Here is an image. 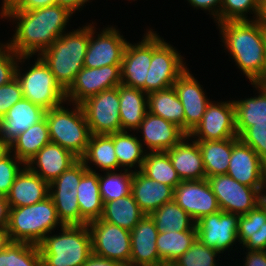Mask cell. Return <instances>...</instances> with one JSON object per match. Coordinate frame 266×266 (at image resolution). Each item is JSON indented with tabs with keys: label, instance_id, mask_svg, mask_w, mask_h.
Segmentation results:
<instances>
[{
	"label": "cell",
	"instance_id": "27",
	"mask_svg": "<svg viewBox=\"0 0 266 266\" xmlns=\"http://www.w3.org/2000/svg\"><path fill=\"white\" fill-rule=\"evenodd\" d=\"M131 194L145 215H150L163 204L173 201L174 189L148 178L141 171L135 169Z\"/></svg>",
	"mask_w": 266,
	"mask_h": 266
},
{
	"label": "cell",
	"instance_id": "28",
	"mask_svg": "<svg viewBox=\"0 0 266 266\" xmlns=\"http://www.w3.org/2000/svg\"><path fill=\"white\" fill-rule=\"evenodd\" d=\"M121 131L137 130L148 112V94L138 88L119 85Z\"/></svg>",
	"mask_w": 266,
	"mask_h": 266
},
{
	"label": "cell",
	"instance_id": "33",
	"mask_svg": "<svg viewBox=\"0 0 266 266\" xmlns=\"http://www.w3.org/2000/svg\"><path fill=\"white\" fill-rule=\"evenodd\" d=\"M144 216L145 213L130 194L104 203L101 219L131 231Z\"/></svg>",
	"mask_w": 266,
	"mask_h": 266
},
{
	"label": "cell",
	"instance_id": "30",
	"mask_svg": "<svg viewBox=\"0 0 266 266\" xmlns=\"http://www.w3.org/2000/svg\"><path fill=\"white\" fill-rule=\"evenodd\" d=\"M237 236L247 250H266V215L259 206L239 216Z\"/></svg>",
	"mask_w": 266,
	"mask_h": 266
},
{
	"label": "cell",
	"instance_id": "58",
	"mask_svg": "<svg viewBox=\"0 0 266 266\" xmlns=\"http://www.w3.org/2000/svg\"><path fill=\"white\" fill-rule=\"evenodd\" d=\"M263 25L266 28V0H263L262 2V15L261 18Z\"/></svg>",
	"mask_w": 266,
	"mask_h": 266
},
{
	"label": "cell",
	"instance_id": "6",
	"mask_svg": "<svg viewBox=\"0 0 266 266\" xmlns=\"http://www.w3.org/2000/svg\"><path fill=\"white\" fill-rule=\"evenodd\" d=\"M72 105L73 110L65 108L63 103L46 110L45 118L50 141L59 144L80 159L86 152L91 133L81 105Z\"/></svg>",
	"mask_w": 266,
	"mask_h": 266
},
{
	"label": "cell",
	"instance_id": "51",
	"mask_svg": "<svg viewBox=\"0 0 266 266\" xmlns=\"http://www.w3.org/2000/svg\"><path fill=\"white\" fill-rule=\"evenodd\" d=\"M243 266H266V250H246Z\"/></svg>",
	"mask_w": 266,
	"mask_h": 266
},
{
	"label": "cell",
	"instance_id": "22",
	"mask_svg": "<svg viewBox=\"0 0 266 266\" xmlns=\"http://www.w3.org/2000/svg\"><path fill=\"white\" fill-rule=\"evenodd\" d=\"M137 131L142 133L143 140H139L144 142L148 152H166L188 135L178 125L149 112L146 113Z\"/></svg>",
	"mask_w": 266,
	"mask_h": 266
},
{
	"label": "cell",
	"instance_id": "9",
	"mask_svg": "<svg viewBox=\"0 0 266 266\" xmlns=\"http://www.w3.org/2000/svg\"><path fill=\"white\" fill-rule=\"evenodd\" d=\"M88 169L79 159L58 178L49 183V197L55 204L57 215L63 225H87L81 218L77 199V187Z\"/></svg>",
	"mask_w": 266,
	"mask_h": 266
},
{
	"label": "cell",
	"instance_id": "41",
	"mask_svg": "<svg viewBox=\"0 0 266 266\" xmlns=\"http://www.w3.org/2000/svg\"><path fill=\"white\" fill-rule=\"evenodd\" d=\"M105 171V175L98 174L100 196L103 204L131 194L133 170Z\"/></svg>",
	"mask_w": 266,
	"mask_h": 266
},
{
	"label": "cell",
	"instance_id": "19",
	"mask_svg": "<svg viewBox=\"0 0 266 266\" xmlns=\"http://www.w3.org/2000/svg\"><path fill=\"white\" fill-rule=\"evenodd\" d=\"M151 61L152 29H149L141 42L126 44L120 66L121 84L145 92V80Z\"/></svg>",
	"mask_w": 266,
	"mask_h": 266
},
{
	"label": "cell",
	"instance_id": "10",
	"mask_svg": "<svg viewBox=\"0 0 266 266\" xmlns=\"http://www.w3.org/2000/svg\"><path fill=\"white\" fill-rule=\"evenodd\" d=\"M80 105L91 134L121 132L119 86L93 95Z\"/></svg>",
	"mask_w": 266,
	"mask_h": 266
},
{
	"label": "cell",
	"instance_id": "26",
	"mask_svg": "<svg viewBox=\"0 0 266 266\" xmlns=\"http://www.w3.org/2000/svg\"><path fill=\"white\" fill-rule=\"evenodd\" d=\"M49 197V183L31 171L26 165L17 174L7 195L10 208L41 202Z\"/></svg>",
	"mask_w": 266,
	"mask_h": 266
},
{
	"label": "cell",
	"instance_id": "50",
	"mask_svg": "<svg viewBox=\"0 0 266 266\" xmlns=\"http://www.w3.org/2000/svg\"><path fill=\"white\" fill-rule=\"evenodd\" d=\"M57 4V0H21L14 8L9 10H33Z\"/></svg>",
	"mask_w": 266,
	"mask_h": 266
},
{
	"label": "cell",
	"instance_id": "49",
	"mask_svg": "<svg viewBox=\"0 0 266 266\" xmlns=\"http://www.w3.org/2000/svg\"><path fill=\"white\" fill-rule=\"evenodd\" d=\"M191 6L197 9L207 10L213 15L214 22L220 23V8L222 0H187Z\"/></svg>",
	"mask_w": 266,
	"mask_h": 266
},
{
	"label": "cell",
	"instance_id": "39",
	"mask_svg": "<svg viewBox=\"0 0 266 266\" xmlns=\"http://www.w3.org/2000/svg\"><path fill=\"white\" fill-rule=\"evenodd\" d=\"M150 217L154 220L158 232H182L196 228L193 218L174 200L153 211Z\"/></svg>",
	"mask_w": 266,
	"mask_h": 266
},
{
	"label": "cell",
	"instance_id": "35",
	"mask_svg": "<svg viewBox=\"0 0 266 266\" xmlns=\"http://www.w3.org/2000/svg\"><path fill=\"white\" fill-rule=\"evenodd\" d=\"M197 141L204 163L206 178L226 174L229 168L233 138L215 141Z\"/></svg>",
	"mask_w": 266,
	"mask_h": 266
},
{
	"label": "cell",
	"instance_id": "48",
	"mask_svg": "<svg viewBox=\"0 0 266 266\" xmlns=\"http://www.w3.org/2000/svg\"><path fill=\"white\" fill-rule=\"evenodd\" d=\"M23 98V92L16 77L9 83L0 86V120L15 103Z\"/></svg>",
	"mask_w": 266,
	"mask_h": 266
},
{
	"label": "cell",
	"instance_id": "47",
	"mask_svg": "<svg viewBox=\"0 0 266 266\" xmlns=\"http://www.w3.org/2000/svg\"><path fill=\"white\" fill-rule=\"evenodd\" d=\"M20 56L6 43H0V86L15 78L17 63Z\"/></svg>",
	"mask_w": 266,
	"mask_h": 266
},
{
	"label": "cell",
	"instance_id": "55",
	"mask_svg": "<svg viewBox=\"0 0 266 266\" xmlns=\"http://www.w3.org/2000/svg\"><path fill=\"white\" fill-rule=\"evenodd\" d=\"M10 243L11 239L7 229H0V252H3Z\"/></svg>",
	"mask_w": 266,
	"mask_h": 266
},
{
	"label": "cell",
	"instance_id": "32",
	"mask_svg": "<svg viewBox=\"0 0 266 266\" xmlns=\"http://www.w3.org/2000/svg\"><path fill=\"white\" fill-rule=\"evenodd\" d=\"M50 142L49 127L44 117L26 131L20 133L7 148L26 164L41 148Z\"/></svg>",
	"mask_w": 266,
	"mask_h": 266
},
{
	"label": "cell",
	"instance_id": "5",
	"mask_svg": "<svg viewBox=\"0 0 266 266\" xmlns=\"http://www.w3.org/2000/svg\"><path fill=\"white\" fill-rule=\"evenodd\" d=\"M57 226L63 224L58 218L55 204L47 197L33 205L10 208L6 229L12 242L39 245Z\"/></svg>",
	"mask_w": 266,
	"mask_h": 266
},
{
	"label": "cell",
	"instance_id": "11",
	"mask_svg": "<svg viewBox=\"0 0 266 266\" xmlns=\"http://www.w3.org/2000/svg\"><path fill=\"white\" fill-rule=\"evenodd\" d=\"M220 209L226 213L246 215L258 206V196L266 188L241 184L228 174L207 178Z\"/></svg>",
	"mask_w": 266,
	"mask_h": 266
},
{
	"label": "cell",
	"instance_id": "44",
	"mask_svg": "<svg viewBox=\"0 0 266 266\" xmlns=\"http://www.w3.org/2000/svg\"><path fill=\"white\" fill-rule=\"evenodd\" d=\"M221 254L196 239L191 247L170 266H217L215 258Z\"/></svg>",
	"mask_w": 266,
	"mask_h": 266
},
{
	"label": "cell",
	"instance_id": "57",
	"mask_svg": "<svg viewBox=\"0 0 266 266\" xmlns=\"http://www.w3.org/2000/svg\"><path fill=\"white\" fill-rule=\"evenodd\" d=\"M264 192V193H263ZM266 189L261 191V193L258 196V206L261 208V210L266 215Z\"/></svg>",
	"mask_w": 266,
	"mask_h": 266
},
{
	"label": "cell",
	"instance_id": "2",
	"mask_svg": "<svg viewBox=\"0 0 266 266\" xmlns=\"http://www.w3.org/2000/svg\"><path fill=\"white\" fill-rule=\"evenodd\" d=\"M222 42L251 83L265 84L266 28L261 19L217 23Z\"/></svg>",
	"mask_w": 266,
	"mask_h": 266
},
{
	"label": "cell",
	"instance_id": "34",
	"mask_svg": "<svg viewBox=\"0 0 266 266\" xmlns=\"http://www.w3.org/2000/svg\"><path fill=\"white\" fill-rule=\"evenodd\" d=\"M148 112L170 121L184 130V108L174 87L148 94Z\"/></svg>",
	"mask_w": 266,
	"mask_h": 266
},
{
	"label": "cell",
	"instance_id": "25",
	"mask_svg": "<svg viewBox=\"0 0 266 266\" xmlns=\"http://www.w3.org/2000/svg\"><path fill=\"white\" fill-rule=\"evenodd\" d=\"M190 139L192 143L188 142ZM166 152L181 181L206 179L202 154L197 141H192V138L186 135Z\"/></svg>",
	"mask_w": 266,
	"mask_h": 266
},
{
	"label": "cell",
	"instance_id": "43",
	"mask_svg": "<svg viewBox=\"0 0 266 266\" xmlns=\"http://www.w3.org/2000/svg\"><path fill=\"white\" fill-rule=\"evenodd\" d=\"M263 0H222L220 23L225 21L250 20L248 12L254 13L252 20L261 18Z\"/></svg>",
	"mask_w": 266,
	"mask_h": 266
},
{
	"label": "cell",
	"instance_id": "13",
	"mask_svg": "<svg viewBox=\"0 0 266 266\" xmlns=\"http://www.w3.org/2000/svg\"><path fill=\"white\" fill-rule=\"evenodd\" d=\"M193 140L215 141L238 137L233 101H211L201 121L188 134ZM196 138V139H195Z\"/></svg>",
	"mask_w": 266,
	"mask_h": 266
},
{
	"label": "cell",
	"instance_id": "31",
	"mask_svg": "<svg viewBox=\"0 0 266 266\" xmlns=\"http://www.w3.org/2000/svg\"><path fill=\"white\" fill-rule=\"evenodd\" d=\"M251 85L258 89V96L233 100L238 137L251 126V122L266 121V84L259 82Z\"/></svg>",
	"mask_w": 266,
	"mask_h": 266
},
{
	"label": "cell",
	"instance_id": "46",
	"mask_svg": "<svg viewBox=\"0 0 266 266\" xmlns=\"http://www.w3.org/2000/svg\"><path fill=\"white\" fill-rule=\"evenodd\" d=\"M239 138L266 163V121L251 122V126Z\"/></svg>",
	"mask_w": 266,
	"mask_h": 266
},
{
	"label": "cell",
	"instance_id": "36",
	"mask_svg": "<svg viewBox=\"0 0 266 266\" xmlns=\"http://www.w3.org/2000/svg\"><path fill=\"white\" fill-rule=\"evenodd\" d=\"M80 160L85 166L94 163L101 171L116 172L119 169L113 139L107 134H91L86 152Z\"/></svg>",
	"mask_w": 266,
	"mask_h": 266
},
{
	"label": "cell",
	"instance_id": "29",
	"mask_svg": "<svg viewBox=\"0 0 266 266\" xmlns=\"http://www.w3.org/2000/svg\"><path fill=\"white\" fill-rule=\"evenodd\" d=\"M86 168L88 170L77 187V199L81 218L88 224L101 218L104 204L100 196L98 172L89 165Z\"/></svg>",
	"mask_w": 266,
	"mask_h": 266
},
{
	"label": "cell",
	"instance_id": "21",
	"mask_svg": "<svg viewBox=\"0 0 266 266\" xmlns=\"http://www.w3.org/2000/svg\"><path fill=\"white\" fill-rule=\"evenodd\" d=\"M158 233L150 215H145L130 231V266H165L157 251Z\"/></svg>",
	"mask_w": 266,
	"mask_h": 266
},
{
	"label": "cell",
	"instance_id": "23",
	"mask_svg": "<svg viewBox=\"0 0 266 266\" xmlns=\"http://www.w3.org/2000/svg\"><path fill=\"white\" fill-rule=\"evenodd\" d=\"M78 160L79 158L69 150L59 144L50 142L41 148L25 165L43 180L51 183Z\"/></svg>",
	"mask_w": 266,
	"mask_h": 266
},
{
	"label": "cell",
	"instance_id": "17",
	"mask_svg": "<svg viewBox=\"0 0 266 266\" xmlns=\"http://www.w3.org/2000/svg\"><path fill=\"white\" fill-rule=\"evenodd\" d=\"M239 215L222 210L204 216L196 222L197 239L207 247L224 253L238 241Z\"/></svg>",
	"mask_w": 266,
	"mask_h": 266
},
{
	"label": "cell",
	"instance_id": "20",
	"mask_svg": "<svg viewBox=\"0 0 266 266\" xmlns=\"http://www.w3.org/2000/svg\"><path fill=\"white\" fill-rule=\"evenodd\" d=\"M192 75L187 68L173 85L184 108V131L187 134L201 121L211 102L202 85Z\"/></svg>",
	"mask_w": 266,
	"mask_h": 266
},
{
	"label": "cell",
	"instance_id": "8",
	"mask_svg": "<svg viewBox=\"0 0 266 266\" xmlns=\"http://www.w3.org/2000/svg\"><path fill=\"white\" fill-rule=\"evenodd\" d=\"M181 53L152 30V61L145 80V93L172 87L186 71Z\"/></svg>",
	"mask_w": 266,
	"mask_h": 266
},
{
	"label": "cell",
	"instance_id": "18",
	"mask_svg": "<svg viewBox=\"0 0 266 266\" xmlns=\"http://www.w3.org/2000/svg\"><path fill=\"white\" fill-rule=\"evenodd\" d=\"M173 200L195 222L221 210L207 178L181 181L174 188Z\"/></svg>",
	"mask_w": 266,
	"mask_h": 266
},
{
	"label": "cell",
	"instance_id": "59",
	"mask_svg": "<svg viewBox=\"0 0 266 266\" xmlns=\"http://www.w3.org/2000/svg\"><path fill=\"white\" fill-rule=\"evenodd\" d=\"M7 149V146L0 140V155Z\"/></svg>",
	"mask_w": 266,
	"mask_h": 266
},
{
	"label": "cell",
	"instance_id": "7",
	"mask_svg": "<svg viewBox=\"0 0 266 266\" xmlns=\"http://www.w3.org/2000/svg\"><path fill=\"white\" fill-rule=\"evenodd\" d=\"M30 56H21L16 67L15 77L18 79L24 99L44 108L52 109L66 102L65 91L55 81L53 73L43 59L38 56L35 64L22 73L19 62H25ZM25 60V61H24Z\"/></svg>",
	"mask_w": 266,
	"mask_h": 266
},
{
	"label": "cell",
	"instance_id": "4",
	"mask_svg": "<svg viewBox=\"0 0 266 266\" xmlns=\"http://www.w3.org/2000/svg\"><path fill=\"white\" fill-rule=\"evenodd\" d=\"M42 266H82L92 254L88 225H63L61 234H47L38 245Z\"/></svg>",
	"mask_w": 266,
	"mask_h": 266
},
{
	"label": "cell",
	"instance_id": "56",
	"mask_svg": "<svg viewBox=\"0 0 266 266\" xmlns=\"http://www.w3.org/2000/svg\"><path fill=\"white\" fill-rule=\"evenodd\" d=\"M21 0H3L0 15L11 8H14Z\"/></svg>",
	"mask_w": 266,
	"mask_h": 266
},
{
	"label": "cell",
	"instance_id": "12",
	"mask_svg": "<svg viewBox=\"0 0 266 266\" xmlns=\"http://www.w3.org/2000/svg\"><path fill=\"white\" fill-rule=\"evenodd\" d=\"M87 225L91 233L92 253L130 266V231L101 218Z\"/></svg>",
	"mask_w": 266,
	"mask_h": 266
},
{
	"label": "cell",
	"instance_id": "16",
	"mask_svg": "<svg viewBox=\"0 0 266 266\" xmlns=\"http://www.w3.org/2000/svg\"><path fill=\"white\" fill-rule=\"evenodd\" d=\"M226 174L249 187L266 188V163L239 137L233 138L232 153Z\"/></svg>",
	"mask_w": 266,
	"mask_h": 266
},
{
	"label": "cell",
	"instance_id": "53",
	"mask_svg": "<svg viewBox=\"0 0 266 266\" xmlns=\"http://www.w3.org/2000/svg\"><path fill=\"white\" fill-rule=\"evenodd\" d=\"M9 204L7 196L0 195V229H6L9 220Z\"/></svg>",
	"mask_w": 266,
	"mask_h": 266
},
{
	"label": "cell",
	"instance_id": "24",
	"mask_svg": "<svg viewBox=\"0 0 266 266\" xmlns=\"http://www.w3.org/2000/svg\"><path fill=\"white\" fill-rule=\"evenodd\" d=\"M41 106L22 99L15 103L0 120V140L8 147L20 133L45 117Z\"/></svg>",
	"mask_w": 266,
	"mask_h": 266
},
{
	"label": "cell",
	"instance_id": "14",
	"mask_svg": "<svg viewBox=\"0 0 266 266\" xmlns=\"http://www.w3.org/2000/svg\"><path fill=\"white\" fill-rule=\"evenodd\" d=\"M120 66L83 67L76 75L74 82L65 91L66 101L69 104H81L93 95L118 87L121 85Z\"/></svg>",
	"mask_w": 266,
	"mask_h": 266
},
{
	"label": "cell",
	"instance_id": "37",
	"mask_svg": "<svg viewBox=\"0 0 266 266\" xmlns=\"http://www.w3.org/2000/svg\"><path fill=\"white\" fill-rule=\"evenodd\" d=\"M197 239V229L182 232H159L156 240L159 258L164 265L172 263L182 256Z\"/></svg>",
	"mask_w": 266,
	"mask_h": 266
},
{
	"label": "cell",
	"instance_id": "1",
	"mask_svg": "<svg viewBox=\"0 0 266 266\" xmlns=\"http://www.w3.org/2000/svg\"><path fill=\"white\" fill-rule=\"evenodd\" d=\"M73 12L58 4L27 10H6L0 18L17 21L16 31L6 44L21 56H40L65 33Z\"/></svg>",
	"mask_w": 266,
	"mask_h": 266
},
{
	"label": "cell",
	"instance_id": "45",
	"mask_svg": "<svg viewBox=\"0 0 266 266\" xmlns=\"http://www.w3.org/2000/svg\"><path fill=\"white\" fill-rule=\"evenodd\" d=\"M21 164L25 166L8 148L0 155V195L9 194Z\"/></svg>",
	"mask_w": 266,
	"mask_h": 266
},
{
	"label": "cell",
	"instance_id": "40",
	"mask_svg": "<svg viewBox=\"0 0 266 266\" xmlns=\"http://www.w3.org/2000/svg\"><path fill=\"white\" fill-rule=\"evenodd\" d=\"M140 171L148 178L173 189L181 182L167 152H147Z\"/></svg>",
	"mask_w": 266,
	"mask_h": 266
},
{
	"label": "cell",
	"instance_id": "38",
	"mask_svg": "<svg viewBox=\"0 0 266 266\" xmlns=\"http://www.w3.org/2000/svg\"><path fill=\"white\" fill-rule=\"evenodd\" d=\"M109 135L113 139L119 169L123 167L124 170H130L137 165L138 171H140L147 150H144V145L139 138H137V136L135 137V135L133 136L132 134H129L128 131L116 132Z\"/></svg>",
	"mask_w": 266,
	"mask_h": 266
},
{
	"label": "cell",
	"instance_id": "52",
	"mask_svg": "<svg viewBox=\"0 0 266 266\" xmlns=\"http://www.w3.org/2000/svg\"><path fill=\"white\" fill-rule=\"evenodd\" d=\"M82 266H125L123 263L92 253Z\"/></svg>",
	"mask_w": 266,
	"mask_h": 266
},
{
	"label": "cell",
	"instance_id": "42",
	"mask_svg": "<svg viewBox=\"0 0 266 266\" xmlns=\"http://www.w3.org/2000/svg\"><path fill=\"white\" fill-rule=\"evenodd\" d=\"M0 266H42L38 245L11 241L0 252Z\"/></svg>",
	"mask_w": 266,
	"mask_h": 266
},
{
	"label": "cell",
	"instance_id": "15",
	"mask_svg": "<svg viewBox=\"0 0 266 266\" xmlns=\"http://www.w3.org/2000/svg\"><path fill=\"white\" fill-rule=\"evenodd\" d=\"M95 29V26L89 24V44L84 67L100 68L108 65H121L128 41L113 26L105 28L99 34L95 33ZM94 34L97 37H94Z\"/></svg>",
	"mask_w": 266,
	"mask_h": 266
},
{
	"label": "cell",
	"instance_id": "3",
	"mask_svg": "<svg viewBox=\"0 0 266 266\" xmlns=\"http://www.w3.org/2000/svg\"><path fill=\"white\" fill-rule=\"evenodd\" d=\"M89 44V25L63 33L40 57L53 73L55 81L66 91L84 67Z\"/></svg>",
	"mask_w": 266,
	"mask_h": 266
},
{
	"label": "cell",
	"instance_id": "54",
	"mask_svg": "<svg viewBox=\"0 0 266 266\" xmlns=\"http://www.w3.org/2000/svg\"><path fill=\"white\" fill-rule=\"evenodd\" d=\"M90 0H57V4L61 6H65L69 8L73 13L75 11L81 10L85 3L89 2Z\"/></svg>",
	"mask_w": 266,
	"mask_h": 266
}]
</instances>
